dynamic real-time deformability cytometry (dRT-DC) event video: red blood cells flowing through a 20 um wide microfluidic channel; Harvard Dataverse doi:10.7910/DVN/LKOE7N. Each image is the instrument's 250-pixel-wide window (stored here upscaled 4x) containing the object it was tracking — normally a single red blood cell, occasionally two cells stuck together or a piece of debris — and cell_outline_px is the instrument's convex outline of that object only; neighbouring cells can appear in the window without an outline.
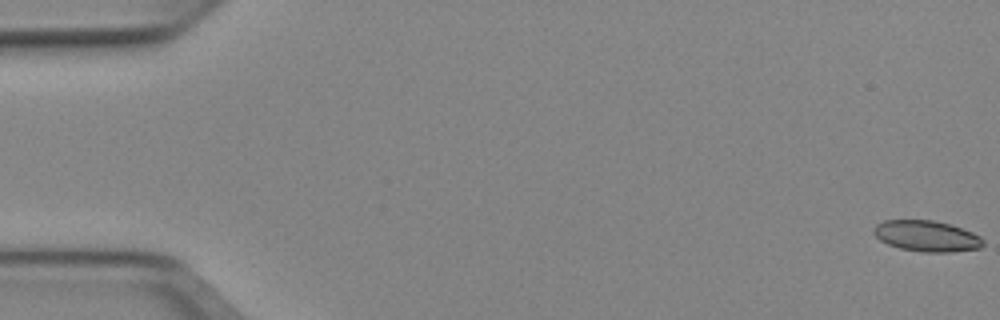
{"species": "Egyptian fruit bat (a non-hibernating species)", "species_latin": "Rousettus aegyptiacus", "temperature_condition": "cold", "stored_images_in_passage": 52, "camera_frame_rate_fps": 3000, "um_per_image_px": 0.085, "animal": {"sex": "female"}, "frame": {"image": 1, "passage_image": 1, "time_ms": 0.0, "image_size_px": [1000, 320], "cell_outline_px": [[984, 244], [980, 248], [952, 252], [924, 252], [900, 248], [888, 244], [880, 240], [872, 232], [872, 228], [876, 224], [884, 220], [932, 220], [952, 224], [972, 232], [980, 236], [984, 240]], "centroid_in_image_um": [78.77, 20.06], "position_along_channel_um": 6.2, "area_um2": 19.88}}
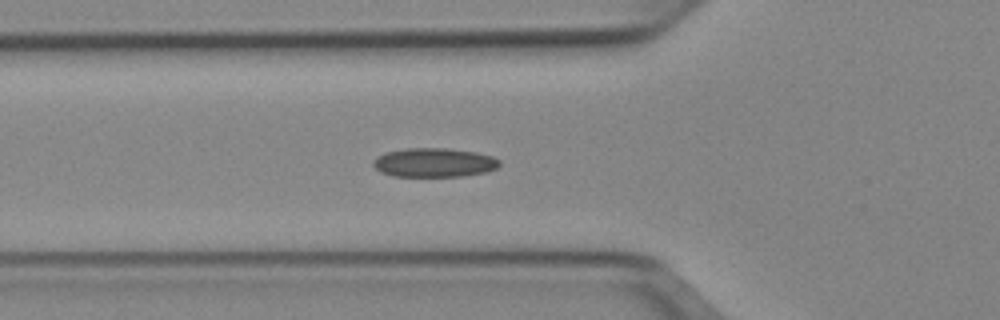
{"frame": {"image": 2, "passage_image": 19, "time_ms": 6.0, "image_size_px": [1000, 320], "cell_outline_px": [[500, 164], [496, 168], [488, 172], [464, 176], [392, 176], [380, 172], [372, 164], [372, 160], [376, 156], [384, 152], [408, 148], [448, 148], [476, 152], [492, 156], [500, 160]], "centroid_in_image_um": [36.89, 13.81], "position_along_channel_um": 88.9, "area_um2": 21.62}}
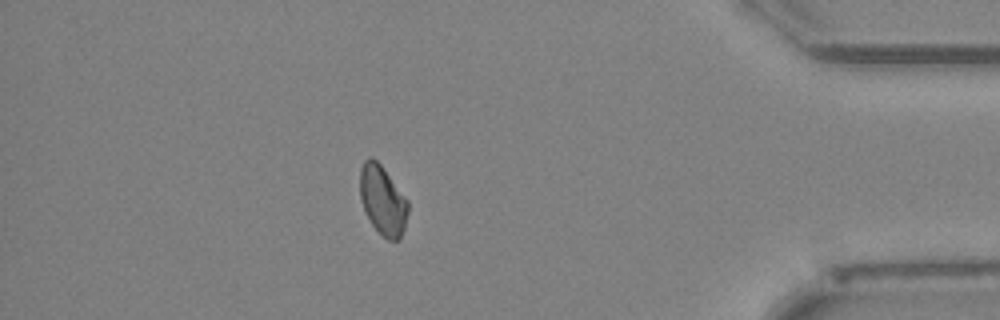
{"frame": {"image": 3, "passage_image": 46, "time_ms": 15.0, "image_size_px": [1000, 320], "cell_outline_px": [[408, 212], [404, 228], [400, 240], [388, 240], [372, 224], [360, 200], [360, 168], [364, 160], [368, 156], [372, 156], [380, 164], [408, 200]], "centroid_in_image_um": [32.53, 16.99], "position_along_channel_um": 402.7, "area_um2": 19.25}, "authors_computed_cell_mechanics": {"area_um2": 20.1722, "velocity_mm_per_s": 3.9377, "shape_relaxation_time_tau1_ms": null, "shape_relaxation_time_tau2_ms": 9.5061, "deformation_change_tau1": null, "deformation_change_tau2": 0.1361}}